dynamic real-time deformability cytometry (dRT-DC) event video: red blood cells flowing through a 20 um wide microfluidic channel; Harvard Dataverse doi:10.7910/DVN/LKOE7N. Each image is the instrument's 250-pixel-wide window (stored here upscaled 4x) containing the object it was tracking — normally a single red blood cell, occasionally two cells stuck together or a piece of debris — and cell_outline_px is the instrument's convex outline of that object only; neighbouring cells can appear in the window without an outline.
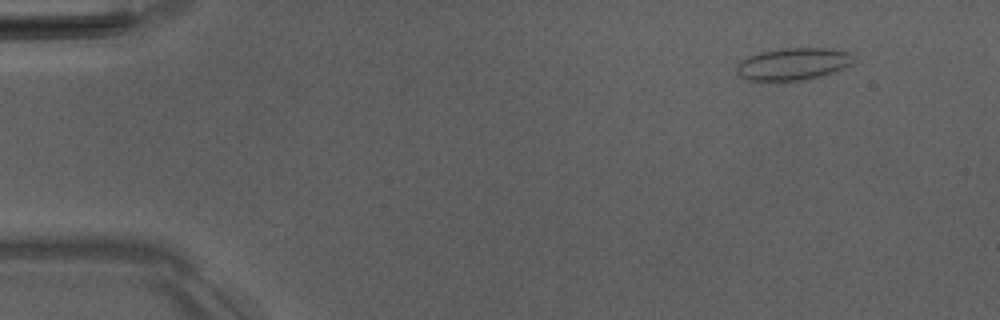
{"species": "Egyptian fruit bat (a non-hibernating species)", "species_latin": "Rousettus aegyptiacus", "temperature_condition": "room temperature", "stored_images_in_passage": 20, "camera_frame_rate_fps": 3000, "um_per_image_px": 0.085, "animal": {"sex": "male"}, "frame": {"image": 1, "passage_image": 6, "time_ms": 1.667, "image_size_px": [1000, 320], "cell_outline_px": [[852, 64], [844, 68], [820, 76], [800, 80], [776, 84], [748, 80], [740, 76], [736, 72], [736, 64], [740, 60], [748, 56], [760, 52], [780, 48], [824, 48], [848, 52], [852, 56]], "centroid_in_image_um": [67.31, 5.48], "position_along_channel_um": 17.7, "area_um2": 22.48}}
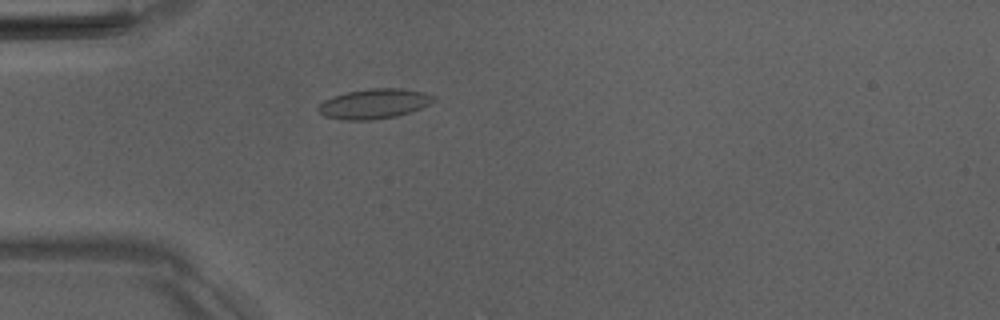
{"frame": {"image": 2, "passage_image": 16, "time_ms": 5.0, "image_size_px": [1000, 320], "cell_outline_px": [[436, 100], [420, 108], [396, 116], [372, 120], [344, 120], [324, 116], [316, 108], [324, 100], [332, 96], [348, 92], [372, 88], [400, 88], [424, 92], [436, 96]], "centroid_in_image_um": [31.79, 8.81], "position_along_channel_um": 53.2, "area_um2": 20.0}}